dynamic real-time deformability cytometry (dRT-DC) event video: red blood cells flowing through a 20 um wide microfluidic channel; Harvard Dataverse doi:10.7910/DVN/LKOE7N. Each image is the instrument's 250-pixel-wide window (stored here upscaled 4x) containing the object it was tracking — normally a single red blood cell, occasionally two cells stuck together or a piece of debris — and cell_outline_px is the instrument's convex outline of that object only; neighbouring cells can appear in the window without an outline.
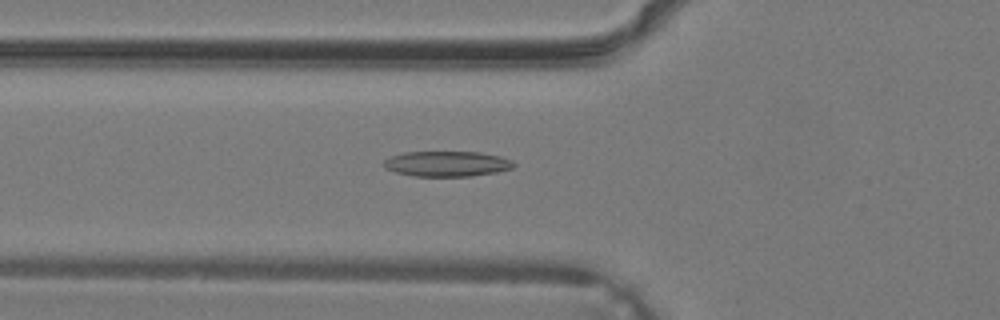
{"species": "common noctule bat (a hibernating species)", "species_latin": "Nyctalus noctula", "temperature_condition": "warm", "stored_images_in_passage": 35, "camera_frame_rate_fps": 3000, "um_per_image_px": 0.085, "animal": {"sex": "male", "body_mass_g": 19.2, "forearm_length_mm": 51.8}, "frame": {"image": 1, "passage_image": 14, "time_ms": 4.333, "image_size_px": [1000, 320], "cell_outline_px": [[516, 164], [512, 168], [496, 172], [468, 176], [412, 176], [396, 172], [384, 168], [384, 160], [388, 156], [404, 152], [480, 152], [500, 156]], "centroid_in_image_um": [37.93, 13.92], "position_along_channel_um": 87.9, "area_um2": 19.13}}
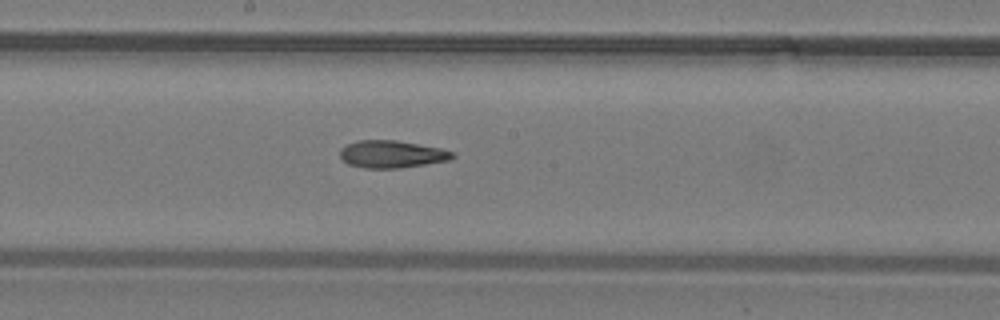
{"frame": {"image": 2, "passage_image": 21, "time_ms": 6.667, "image_size_px": [1000, 320], "cell_outline_px": [[456, 156], [448, 160], [424, 164], [396, 168], [364, 168], [348, 164], [340, 160], [340, 148], [356, 140], [396, 140], [440, 148], [452, 152]], "centroid_in_image_um": [33.24, 13.1], "position_along_channel_um": 215.0, "area_um2": 17.86}}
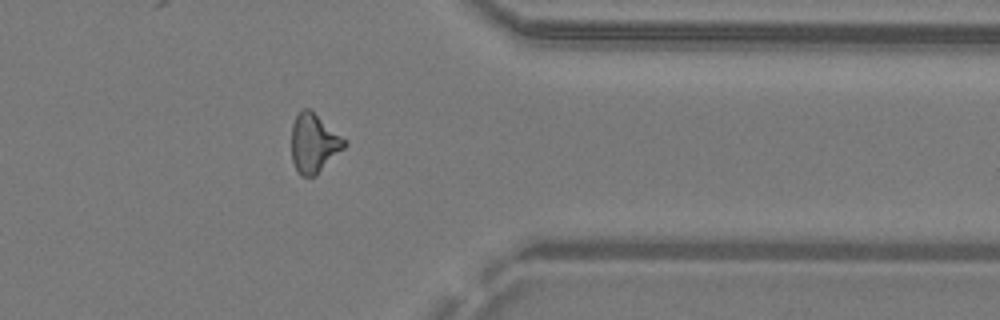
{"frame": {"image": 3, "passage_image": 31, "time_ms": 10.0, "image_size_px": [1000, 320], "cell_outline_px": [[348, 144], [316, 176], [300, 176], [296, 172], [292, 160], [292, 124], [296, 116], [304, 108], [308, 108], [348, 140]], "centroid_in_image_um": [26.69, 12.2], "position_along_channel_um": 384.7, "area_um2": 18.26}}